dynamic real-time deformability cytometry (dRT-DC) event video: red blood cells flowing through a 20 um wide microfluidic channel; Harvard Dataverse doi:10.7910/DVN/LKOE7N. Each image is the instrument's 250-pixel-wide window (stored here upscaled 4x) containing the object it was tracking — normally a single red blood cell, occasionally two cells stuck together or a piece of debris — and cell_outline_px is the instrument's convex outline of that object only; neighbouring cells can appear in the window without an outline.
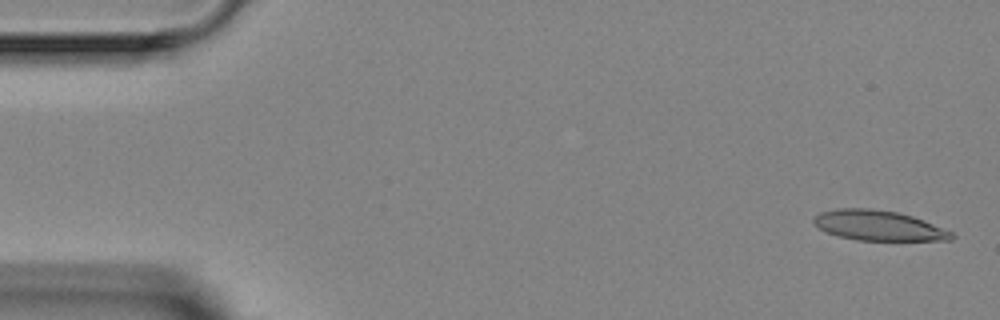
{"species": "Egyptian fruit bat (a non-hibernating species)", "species_latin": "Rousettus aegyptiacus", "temperature_condition": "room temperature", "stored_images_in_passage": 7, "camera_frame_rate_fps": 3000, "um_per_image_px": 0.085, "animal": {"sex": "female"}, "frame": {"image": 1, "passage_image": 1, "time_ms": 0.0, "image_size_px": [1000, 320], "cell_outline_px": [[956, 236], [952, 240], [856, 240], [840, 236], [828, 232], [820, 228], [812, 220], [820, 212], [836, 208], [872, 208], [896, 212], [912, 216], [924, 220], [952, 232]], "centroid_in_image_um": [74.69, 19.16], "position_along_channel_um": 10.3, "area_um2": 23.99}}
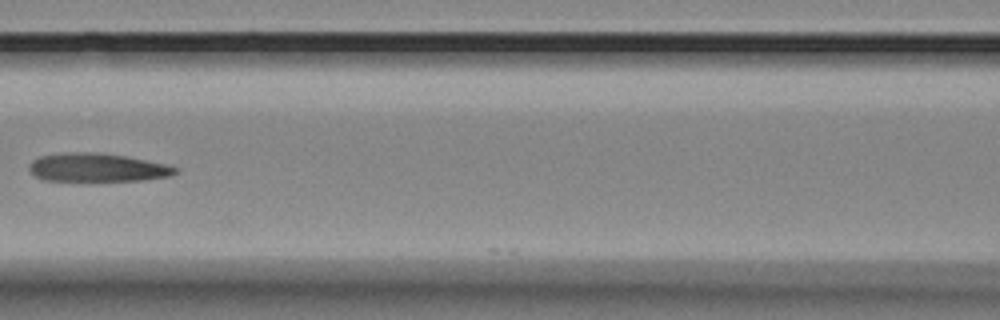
{"frame": {"image": 2, "passage_image": 6, "time_ms": 6.667, "image_size_px": [1000, 320], "cell_outline_px": [[180, 168], [172, 176], [144, 180], [44, 180], [36, 176], [28, 168], [28, 164], [32, 160], [40, 156], [64, 152], [96, 152], [124, 156], [164, 164]], "centroid_in_image_um": [8.25, 14.23], "position_along_channel_um": 158.4, "area_um2": 23.99}}
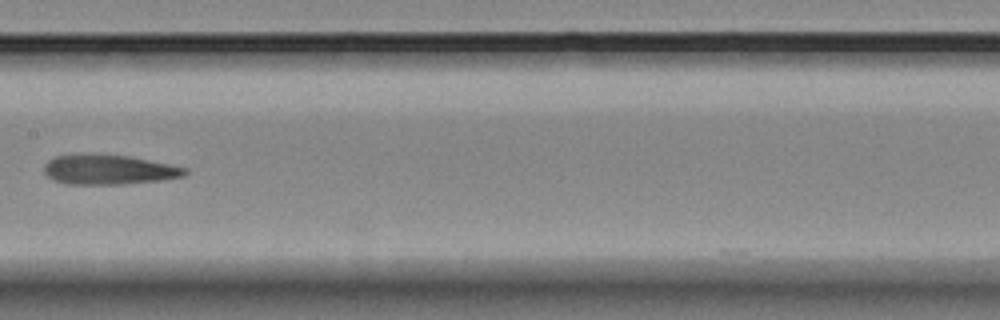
{"frame": {"image": 3, "passage_image": 7, "time_ms": 7.667, "image_size_px": [1000, 320], "cell_outline_px": [[188, 172], [184, 176], [160, 180], [120, 184], [64, 184], [52, 180], [44, 172], [44, 164], [48, 160], [56, 156], [72, 152], [96, 152], [128, 156], [188, 168]], "centroid_in_image_um": [9.15, 14.38], "position_along_channel_um": 198.2, "area_um2": 25.09}}